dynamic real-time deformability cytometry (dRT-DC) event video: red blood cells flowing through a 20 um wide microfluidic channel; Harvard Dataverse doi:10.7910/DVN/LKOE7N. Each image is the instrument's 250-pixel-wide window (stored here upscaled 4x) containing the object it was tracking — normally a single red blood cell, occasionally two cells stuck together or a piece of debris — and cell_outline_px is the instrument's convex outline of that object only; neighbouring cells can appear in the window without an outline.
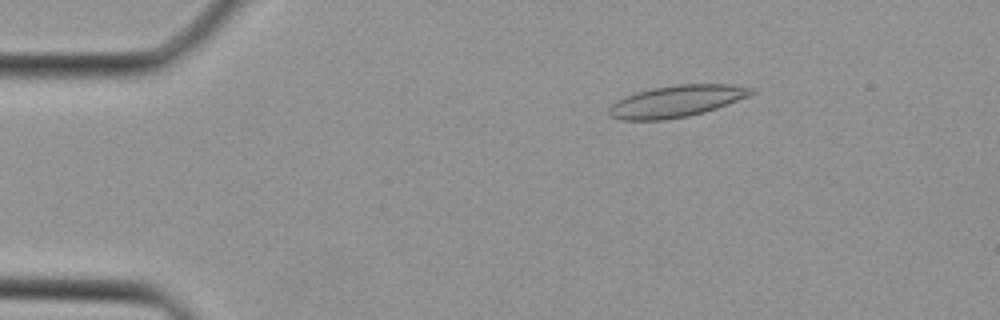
{"species": "Egyptian fruit bat (a non-hibernating species)", "species_latin": "Rousettus aegyptiacus", "temperature_condition": "cold", "stored_images_in_passage": 35, "camera_frame_rate_fps": 3000, "um_per_image_px": 0.085, "animal": {"sex": "female"}, "frame": {"image": 1, "passage_image": 6, "time_ms": 1.667, "image_size_px": [1000, 320], "cell_outline_px": [[756, 92], [748, 96], [728, 104], [704, 112], [688, 116], [664, 120], [620, 120], [608, 116], [608, 108], [616, 100], [636, 92], [652, 88], [676, 84], [728, 84], [756, 88]], "centroid_in_image_um": [57.48, 8.6], "position_along_channel_um": 27.5, "area_um2": 26.47}}
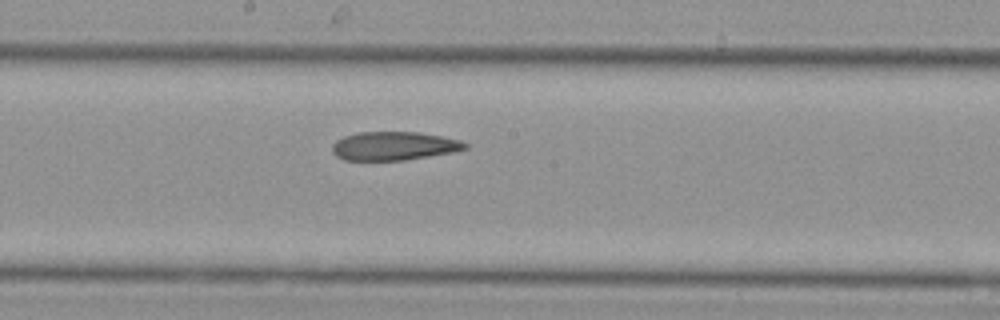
{"frame": {"image": 2, "passage_image": 19, "time_ms": 6.0, "image_size_px": [1000, 320], "cell_outline_px": [[468, 148], [456, 152], [404, 160], [344, 160], [336, 156], [332, 152], [332, 144], [336, 140], [344, 136], [356, 132], [416, 132], [440, 136], [460, 140], [468, 144]], "centroid_in_image_um": [33.48, 12.41], "position_along_channel_um": 214.7, "area_um2": 22.25}}
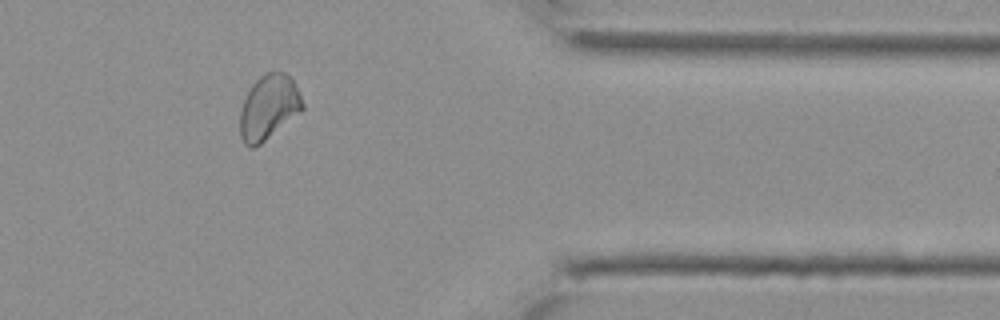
{"frame": {"image": 3, "passage_image": 29, "time_ms": 9.333, "image_size_px": [1000, 320], "cell_outline_px": [[304, 108], [300, 112], [260, 144], [252, 148], [248, 148], [244, 144], [240, 136], [240, 112], [244, 100], [252, 84], [264, 72], [284, 72], [292, 80], [304, 104]], "centroid_in_image_um": [22.81, 9.13], "position_along_channel_um": 388.6, "area_um2": 23.24}}